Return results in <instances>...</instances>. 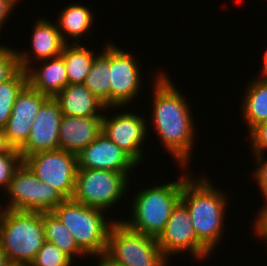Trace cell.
<instances>
[{"label":"cell","instance_id":"8","mask_svg":"<svg viewBox=\"0 0 267 266\" xmlns=\"http://www.w3.org/2000/svg\"><path fill=\"white\" fill-rule=\"evenodd\" d=\"M6 193L2 198L6 199L7 205L0 202V209L51 212L65 200L58 190L42 182L24 162L14 172Z\"/></svg>","mask_w":267,"mask_h":266},{"label":"cell","instance_id":"28","mask_svg":"<svg viewBox=\"0 0 267 266\" xmlns=\"http://www.w3.org/2000/svg\"><path fill=\"white\" fill-rule=\"evenodd\" d=\"M23 159L18 149L12 148L8 153L0 155V189L5 192L16 169L22 164Z\"/></svg>","mask_w":267,"mask_h":266},{"label":"cell","instance_id":"16","mask_svg":"<svg viewBox=\"0 0 267 266\" xmlns=\"http://www.w3.org/2000/svg\"><path fill=\"white\" fill-rule=\"evenodd\" d=\"M31 29V48L28 50H17L20 66L23 70H26L30 65L54 58L61 55L64 46V42L61 33L59 32L55 21L50 19L39 17L34 22V26ZM27 50V51H26Z\"/></svg>","mask_w":267,"mask_h":266},{"label":"cell","instance_id":"19","mask_svg":"<svg viewBox=\"0 0 267 266\" xmlns=\"http://www.w3.org/2000/svg\"><path fill=\"white\" fill-rule=\"evenodd\" d=\"M54 98L66 116H103L107 107L84 84H68Z\"/></svg>","mask_w":267,"mask_h":266},{"label":"cell","instance_id":"6","mask_svg":"<svg viewBox=\"0 0 267 266\" xmlns=\"http://www.w3.org/2000/svg\"><path fill=\"white\" fill-rule=\"evenodd\" d=\"M104 256L119 266H169L157 239L116 221L110 228Z\"/></svg>","mask_w":267,"mask_h":266},{"label":"cell","instance_id":"11","mask_svg":"<svg viewBox=\"0 0 267 266\" xmlns=\"http://www.w3.org/2000/svg\"><path fill=\"white\" fill-rule=\"evenodd\" d=\"M23 162L46 184L72 199L78 170L77 155L63 149L42 151L27 156Z\"/></svg>","mask_w":267,"mask_h":266},{"label":"cell","instance_id":"21","mask_svg":"<svg viewBox=\"0 0 267 266\" xmlns=\"http://www.w3.org/2000/svg\"><path fill=\"white\" fill-rule=\"evenodd\" d=\"M250 79L241 101L242 119L248 133L258 124L267 120V80L257 77Z\"/></svg>","mask_w":267,"mask_h":266},{"label":"cell","instance_id":"3","mask_svg":"<svg viewBox=\"0 0 267 266\" xmlns=\"http://www.w3.org/2000/svg\"><path fill=\"white\" fill-rule=\"evenodd\" d=\"M179 168L184 169L185 173H181L178 180L151 185V188L150 186L140 188L139 192L134 190L135 194L131 197L132 205L129 209L131 214L128 215L130 219L119 218L118 221L135 232L157 239L164 230L174 207L181 200L184 179L190 173V170L186 172L189 167Z\"/></svg>","mask_w":267,"mask_h":266},{"label":"cell","instance_id":"2","mask_svg":"<svg viewBox=\"0 0 267 266\" xmlns=\"http://www.w3.org/2000/svg\"><path fill=\"white\" fill-rule=\"evenodd\" d=\"M192 174L190 169L184 179L181 201L189 211L197 239L213 254L225 235L229 194L217 190L207 175L195 178Z\"/></svg>","mask_w":267,"mask_h":266},{"label":"cell","instance_id":"31","mask_svg":"<svg viewBox=\"0 0 267 266\" xmlns=\"http://www.w3.org/2000/svg\"><path fill=\"white\" fill-rule=\"evenodd\" d=\"M253 223V234L258 239H261L263 243L266 244L267 248V202L262 204L260 210L256 213Z\"/></svg>","mask_w":267,"mask_h":266},{"label":"cell","instance_id":"15","mask_svg":"<svg viewBox=\"0 0 267 266\" xmlns=\"http://www.w3.org/2000/svg\"><path fill=\"white\" fill-rule=\"evenodd\" d=\"M49 96L31 88L28 84L18 94L6 126L3 128L9 144L20 149L28 139L33 121Z\"/></svg>","mask_w":267,"mask_h":266},{"label":"cell","instance_id":"32","mask_svg":"<svg viewBox=\"0 0 267 266\" xmlns=\"http://www.w3.org/2000/svg\"><path fill=\"white\" fill-rule=\"evenodd\" d=\"M21 2L20 0H0V32L3 31L2 27L5 25L10 18L9 16L12 15V11H14V8L16 5ZM1 34V33H0Z\"/></svg>","mask_w":267,"mask_h":266},{"label":"cell","instance_id":"13","mask_svg":"<svg viewBox=\"0 0 267 266\" xmlns=\"http://www.w3.org/2000/svg\"><path fill=\"white\" fill-rule=\"evenodd\" d=\"M62 116L58 101L54 97H49L36 115L28 139L19 149L23 160L34 153L59 149Z\"/></svg>","mask_w":267,"mask_h":266},{"label":"cell","instance_id":"26","mask_svg":"<svg viewBox=\"0 0 267 266\" xmlns=\"http://www.w3.org/2000/svg\"><path fill=\"white\" fill-rule=\"evenodd\" d=\"M73 262L55 244L45 241L30 266H72Z\"/></svg>","mask_w":267,"mask_h":266},{"label":"cell","instance_id":"1","mask_svg":"<svg viewBox=\"0 0 267 266\" xmlns=\"http://www.w3.org/2000/svg\"><path fill=\"white\" fill-rule=\"evenodd\" d=\"M168 74L161 70L152 77V113L147 125H153L152 131L155 130L159 144L173 157L176 165L189 167L196 142V122L189 106L190 99L175 87Z\"/></svg>","mask_w":267,"mask_h":266},{"label":"cell","instance_id":"34","mask_svg":"<svg viewBox=\"0 0 267 266\" xmlns=\"http://www.w3.org/2000/svg\"><path fill=\"white\" fill-rule=\"evenodd\" d=\"M262 66H261V70L259 71L260 72V75L258 78L262 79V80H267V46H266V49L264 50L263 54H262Z\"/></svg>","mask_w":267,"mask_h":266},{"label":"cell","instance_id":"7","mask_svg":"<svg viewBox=\"0 0 267 266\" xmlns=\"http://www.w3.org/2000/svg\"><path fill=\"white\" fill-rule=\"evenodd\" d=\"M131 176L109 170L78 169L72 199L105 212L110 208L113 210L126 198L125 193L132 190L129 188Z\"/></svg>","mask_w":267,"mask_h":266},{"label":"cell","instance_id":"37","mask_svg":"<svg viewBox=\"0 0 267 266\" xmlns=\"http://www.w3.org/2000/svg\"><path fill=\"white\" fill-rule=\"evenodd\" d=\"M10 266H22V265H15V264H11Z\"/></svg>","mask_w":267,"mask_h":266},{"label":"cell","instance_id":"10","mask_svg":"<svg viewBox=\"0 0 267 266\" xmlns=\"http://www.w3.org/2000/svg\"><path fill=\"white\" fill-rule=\"evenodd\" d=\"M157 242L168 260L174 259L173 257L179 254L186 255L188 252L198 263L200 261L203 263L212 256V253L197 239L189 211L181 200L174 207Z\"/></svg>","mask_w":267,"mask_h":266},{"label":"cell","instance_id":"18","mask_svg":"<svg viewBox=\"0 0 267 266\" xmlns=\"http://www.w3.org/2000/svg\"><path fill=\"white\" fill-rule=\"evenodd\" d=\"M25 71L27 84L49 97H55L68 85L65 62L61 55L38 61L30 65Z\"/></svg>","mask_w":267,"mask_h":266},{"label":"cell","instance_id":"20","mask_svg":"<svg viewBox=\"0 0 267 266\" xmlns=\"http://www.w3.org/2000/svg\"><path fill=\"white\" fill-rule=\"evenodd\" d=\"M60 10L55 22L64 42L66 44H70V42L71 44H81L83 36L93 31L91 28H93L96 13L94 14V11L87 5L78 2L68 3Z\"/></svg>","mask_w":267,"mask_h":266},{"label":"cell","instance_id":"25","mask_svg":"<svg viewBox=\"0 0 267 266\" xmlns=\"http://www.w3.org/2000/svg\"><path fill=\"white\" fill-rule=\"evenodd\" d=\"M26 85L27 74L23 69L12 79L0 84V129L6 126L15 100Z\"/></svg>","mask_w":267,"mask_h":266},{"label":"cell","instance_id":"36","mask_svg":"<svg viewBox=\"0 0 267 266\" xmlns=\"http://www.w3.org/2000/svg\"><path fill=\"white\" fill-rule=\"evenodd\" d=\"M10 262L8 260V257L2 247L0 246V266H10Z\"/></svg>","mask_w":267,"mask_h":266},{"label":"cell","instance_id":"24","mask_svg":"<svg viewBox=\"0 0 267 266\" xmlns=\"http://www.w3.org/2000/svg\"><path fill=\"white\" fill-rule=\"evenodd\" d=\"M45 241L55 244L73 261L77 258H89L76 244L73 235L52 212H42ZM76 257V258H75Z\"/></svg>","mask_w":267,"mask_h":266},{"label":"cell","instance_id":"12","mask_svg":"<svg viewBox=\"0 0 267 266\" xmlns=\"http://www.w3.org/2000/svg\"><path fill=\"white\" fill-rule=\"evenodd\" d=\"M110 41V107H129L140 96L142 65L137 57ZM140 93V94H138Z\"/></svg>","mask_w":267,"mask_h":266},{"label":"cell","instance_id":"23","mask_svg":"<svg viewBox=\"0 0 267 266\" xmlns=\"http://www.w3.org/2000/svg\"><path fill=\"white\" fill-rule=\"evenodd\" d=\"M98 53L82 44H66L61 52L68 76V84H84Z\"/></svg>","mask_w":267,"mask_h":266},{"label":"cell","instance_id":"30","mask_svg":"<svg viewBox=\"0 0 267 266\" xmlns=\"http://www.w3.org/2000/svg\"><path fill=\"white\" fill-rule=\"evenodd\" d=\"M252 154L267 153V120L256 125L248 134ZM251 148V149H250Z\"/></svg>","mask_w":267,"mask_h":266},{"label":"cell","instance_id":"4","mask_svg":"<svg viewBox=\"0 0 267 266\" xmlns=\"http://www.w3.org/2000/svg\"><path fill=\"white\" fill-rule=\"evenodd\" d=\"M73 235L78 247L91 258L102 257L106 252L111 226L118 221L110 220L105 211L65 199L51 211ZM110 220V221H109Z\"/></svg>","mask_w":267,"mask_h":266},{"label":"cell","instance_id":"35","mask_svg":"<svg viewBox=\"0 0 267 266\" xmlns=\"http://www.w3.org/2000/svg\"><path fill=\"white\" fill-rule=\"evenodd\" d=\"M95 260L97 261V264L95 262L94 266H119L117 264L110 262L104 255L102 257H98Z\"/></svg>","mask_w":267,"mask_h":266},{"label":"cell","instance_id":"29","mask_svg":"<svg viewBox=\"0 0 267 266\" xmlns=\"http://www.w3.org/2000/svg\"><path fill=\"white\" fill-rule=\"evenodd\" d=\"M266 153L262 154H253L254 162L256 167L252 170V179L256 182L257 187H259L260 195L263 197V202H267V157H265ZM256 168V169H255Z\"/></svg>","mask_w":267,"mask_h":266},{"label":"cell","instance_id":"33","mask_svg":"<svg viewBox=\"0 0 267 266\" xmlns=\"http://www.w3.org/2000/svg\"><path fill=\"white\" fill-rule=\"evenodd\" d=\"M13 147L7 141L5 132L3 129H0V155L8 153Z\"/></svg>","mask_w":267,"mask_h":266},{"label":"cell","instance_id":"17","mask_svg":"<svg viewBox=\"0 0 267 266\" xmlns=\"http://www.w3.org/2000/svg\"><path fill=\"white\" fill-rule=\"evenodd\" d=\"M102 117L63 115L59 127V149L77 155L102 133Z\"/></svg>","mask_w":267,"mask_h":266},{"label":"cell","instance_id":"22","mask_svg":"<svg viewBox=\"0 0 267 266\" xmlns=\"http://www.w3.org/2000/svg\"><path fill=\"white\" fill-rule=\"evenodd\" d=\"M102 51H97L91 70L84 85L107 107H110V41H106Z\"/></svg>","mask_w":267,"mask_h":266},{"label":"cell","instance_id":"27","mask_svg":"<svg viewBox=\"0 0 267 266\" xmlns=\"http://www.w3.org/2000/svg\"><path fill=\"white\" fill-rule=\"evenodd\" d=\"M21 69L17 49L0 44V84L12 79Z\"/></svg>","mask_w":267,"mask_h":266},{"label":"cell","instance_id":"5","mask_svg":"<svg viewBox=\"0 0 267 266\" xmlns=\"http://www.w3.org/2000/svg\"><path fill=\"white\" fill-rule=\"evenodd\" d=\"M44 242L42 212L0 209V246L10 264L29 266Z\"/></svg>","mask_w":267,"mask_h":266},{"label":"cell","instance_id":"9","mask_svg":"<svg viewBox=\"0 0 267 266\" xmlns=\"http://www.w3.org/2000/svg\"><path fill=\"white\" fill-rule=\"evenodd\" d=\"M120 108L122 107H106L102 117V133L124 150L138 165H141L143 158L146 157L142 147L146 145L145 141L148 143L146 138L150 133L146 115L134 113L131 110H120ZM110 109L118 113L111 112L109 115Z\"/></svg>","mask_w":267,"mask_h":266},{"label":"cell","instance_id":"14","mask_svg":"<svg viewBox=\"0 0 267 266\" xmlns=\"http://www.w3.org/2000/svg\"><path fill=\"white\" fill-rule=\"evenodd\" d=\"M78 169H101L132 174L140 167L124 150L104 133L77 154Z\"/></svg>","mask_w":267,"mask_h":266}]
</instances>
